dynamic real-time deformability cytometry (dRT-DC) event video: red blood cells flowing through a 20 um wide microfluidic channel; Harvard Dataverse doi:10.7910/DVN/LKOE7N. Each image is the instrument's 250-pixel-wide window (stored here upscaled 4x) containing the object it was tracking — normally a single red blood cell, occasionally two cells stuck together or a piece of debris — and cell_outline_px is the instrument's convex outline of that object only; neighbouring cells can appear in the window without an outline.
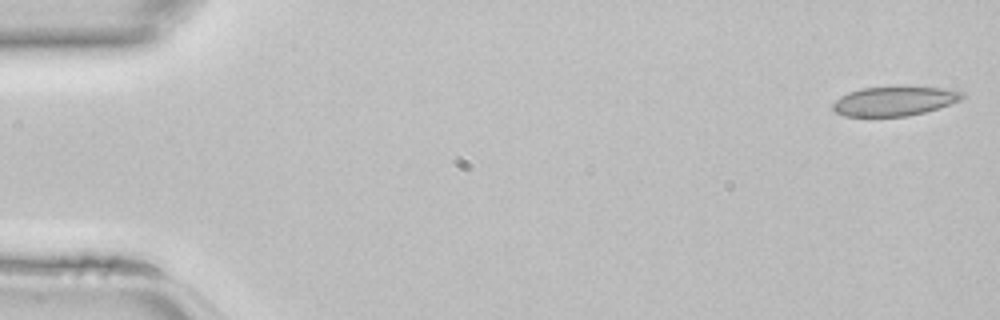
{"species": "common noctule bat (a hibernating species)", "species_latin": "Nyctalus noctula", "temperature_condition": "room temperature", "stored_images_in_passage": 45, "camera_frame_rate_fps": 3000, "um_per_image_px": 0.085, "animal": {"sex": "female", "body_mass_g": 22.7, "forearm_length_mm": 54.2}, "frame": {"image": 1, "passage_image": 1, "time_ms": 0.0, "image_size_px": [1000, 320], "cell_outline_px": [[964, 96], [960, 100], [924, 112], [904, 116], [844, 116], [836, 112], [832, 108], [832, 104], [840, 96], [848, 92], [860, 88], [900, 84], [908, 84], [940, 88], [964, 92]], "centroid_in_image_um": [75.99, 8.54], "position_along_channel_um": 9.0, "area_um2": 22.72}}
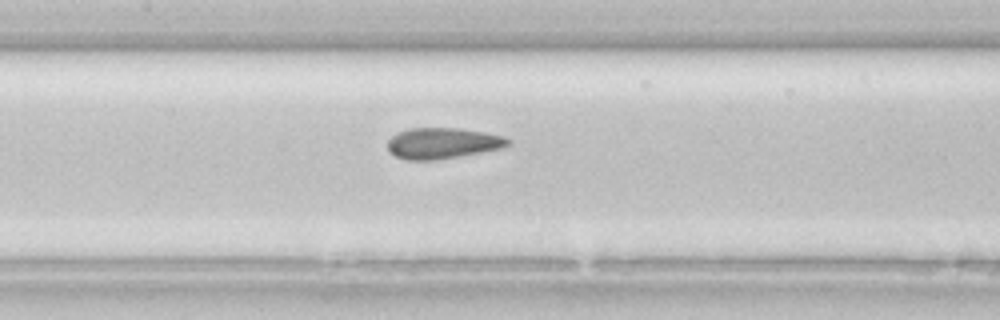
{"frame": {"image": 2, "passage_image": 21, "time_ms": 6.667, "image_size_px": [1000, 320], "cell_outline_px": [[512, 144], [504, 148], [460, 156], [436, 160], [408, 160], [396, 156], [388, 152], [388, 140], [392, 136], [408, 128], [456, 128], [484, 132], [504, 136], [512, 140]], "centroid_in_image_um": [37.66, 12.18], "position_along_channel_um": 169.7, "area_um2": 21.85}}
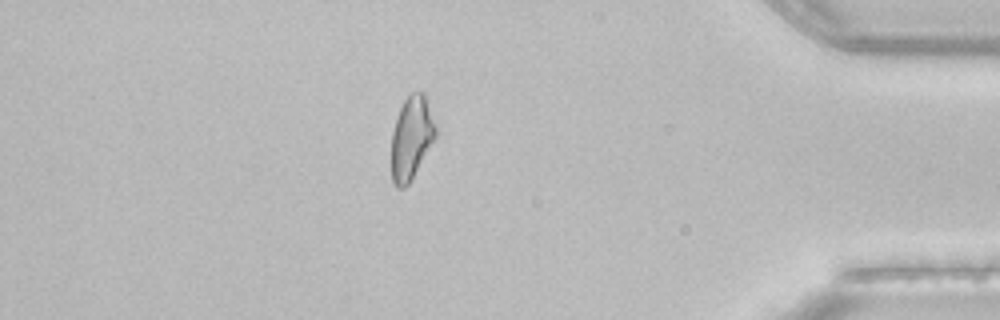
{"frame": {"image": 3, "passage_image": 39, "time_ms": 12.667, "image_size_px": [1000, 320], "cell_outline_px": [[436, 136], [408, 184], [404, 188], [396, 188], [392, 180], [392, 132], [396, 116], [404, 100], [412, 92], [424, 92], [436, 124]], "centroid_in_image_um": [34.96, 11.69], "position_along_channel_um": 400.2, "area_um2": 21.21}}